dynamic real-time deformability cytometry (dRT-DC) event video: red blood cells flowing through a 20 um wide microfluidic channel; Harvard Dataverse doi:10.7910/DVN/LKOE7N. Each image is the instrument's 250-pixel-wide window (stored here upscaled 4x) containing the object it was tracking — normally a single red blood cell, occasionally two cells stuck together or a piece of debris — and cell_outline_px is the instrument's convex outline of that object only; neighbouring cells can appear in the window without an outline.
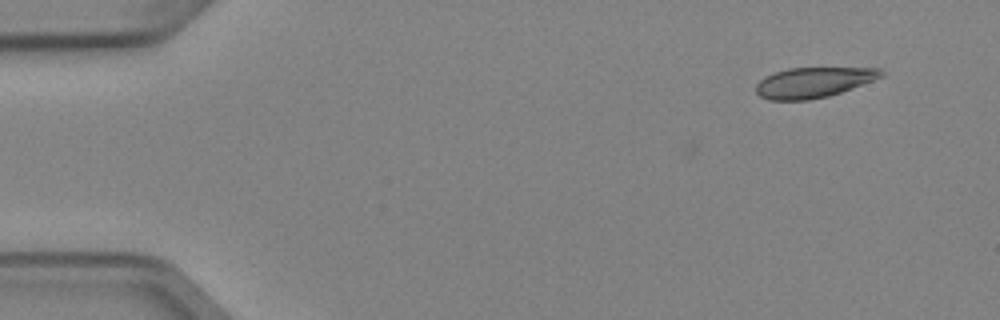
{"species": "Egyptian fruit bat (a non-hibernating species)", "species_latin": "Rousettus aegyptiacus", "temperature_condition": "cold", "stored_images_in_passage": 4, "camera_frame_rate_fps": 3000, "um_per_image_px": 0.085, "animal": {"sex": "female"}, "frame": {"image": 1, "passage_image": 1, "time_ms": 0.0, "image_size_px": [1000, 320], "cell_outline_px": [[884, 76], [852, 88], [828, 96], [808, 100], [768, 100], [760, 96], [756, 92], [756, 84], [764, 76], [788, 68], [880, 68], [884, 72]], "centroid_in_image_um": [69.12, 7.0], "position_along_channel_um": 15.9, "area_um2": 22.02}}
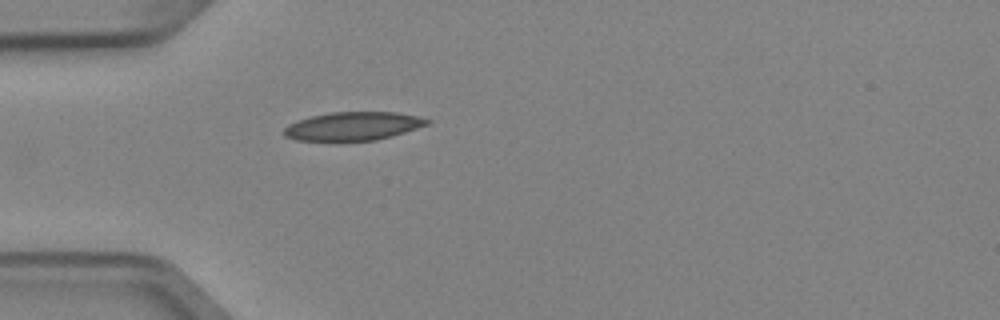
{"frame": {"image": 2, "passage_image": 4, "time_ms": 1.0, "image_size_px": [1000, 320], "cell_outline_px": [[432, 120], [428, 124], [392, 136], [376, 140], [296, 140], [284, 136], [284, 128], [288, 124], [312, 116], [332, 112], [396, 112], [416, 116]], "centroid_in_image_um": [30.01, 10.72], "position_along_channel_um": 55.0, "area_um2": 23.35}}